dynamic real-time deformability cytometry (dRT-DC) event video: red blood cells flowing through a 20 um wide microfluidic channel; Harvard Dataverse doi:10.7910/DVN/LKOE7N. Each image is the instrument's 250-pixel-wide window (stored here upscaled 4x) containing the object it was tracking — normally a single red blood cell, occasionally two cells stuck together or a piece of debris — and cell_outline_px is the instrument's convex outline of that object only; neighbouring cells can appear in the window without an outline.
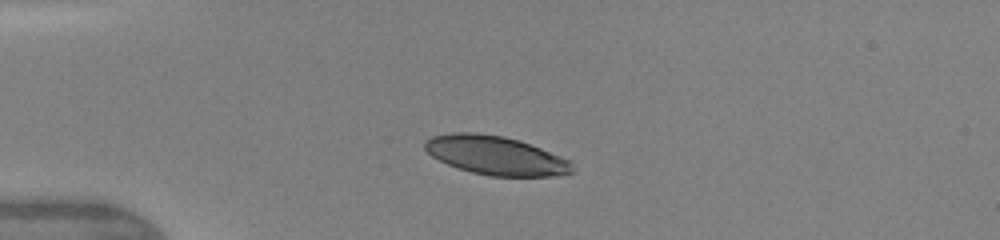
{"species": "human", "species_latin": "Homo sapiens", "temperature_condition": "warm", "stored_images_in_passage": 5, "camera_frame_rate_fps": 3000, "um_per_image_px": 0.085, "donor": {"sex": "female"}, "frame": {"image": 1, "passage_image": 1, "time_ms": 0.0, "image_size_px": [1000, 240], "cell_outline_px": [[576, 172], [552, 176], [492, 176], [472, 172], [448, 164], [432, 156], [424, 148], [424, 140], [432, 136], [452, 132], [476, 132], [504, 136], [520, 140], [572, 160]], "centroid_in_image_um": [42.18, 13.2], "position_along_channel_um": 42.8, "area_um2": 33.58}}